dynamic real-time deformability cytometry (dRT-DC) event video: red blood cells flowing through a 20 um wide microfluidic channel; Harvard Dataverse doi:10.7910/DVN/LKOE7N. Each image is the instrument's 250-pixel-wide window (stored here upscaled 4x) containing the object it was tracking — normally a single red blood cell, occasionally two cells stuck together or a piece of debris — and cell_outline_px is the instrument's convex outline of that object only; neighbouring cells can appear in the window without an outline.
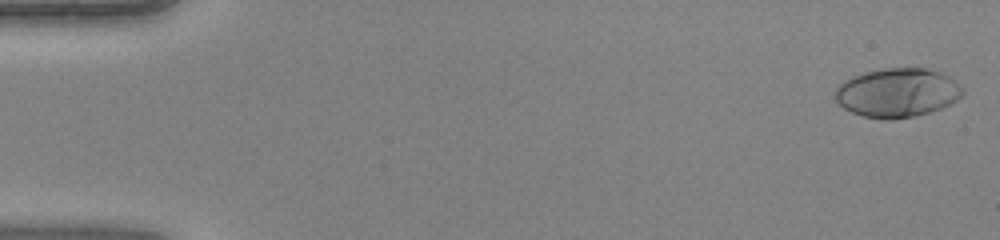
{"species": "human", "species_latin": "Homo sapiens", "temperature_condition": "warm", "stored_images_in_passage": 45, "camera_frame_rate_fps": 3000, "um_per_image_px": 0.085, "donor": {"sex": "female"}, "frame": {"image": 1, "passage_image": 1, "time_ms": 0.0, "image_size_px": [1000, 240], "cell_outline_px": [[964, 92], [956, 100], [940, 108], [916, 116], [892, 120], [888, 120], [864, 116], [852, 112], [844, 108], [836, 100], [836, 88], [844, 80], [852, 76], [864, 72], [880, 68], [924, 68], [940, 72], [948, 76], [964, 88]], "centroid_in_image_um": [76.26, 7.87], "position_along_channel_um": 8.7, "area_um2": 36.3}}
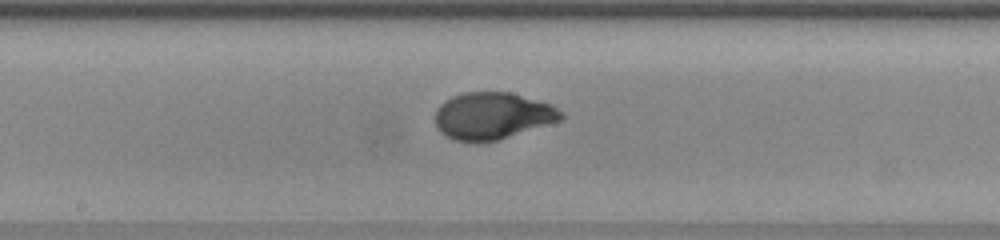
{"frame": {"image": 2, "passage_image": 24, "time_ms": 7.667, "image_size_px": [1000, 240], "cell_outline_px": [[564, 116], [560, 120], [500, 140], [480, 144], [472, 144], [452, 140], [444, 136], [436, 128], [436, 108], [444, 100], [452, 96], [464, 92], [508, 92], [552, 104], [564, 112]], "centroid_in_image_um": [41.82, 9.88], "position_along_channel_um": 206.4, "area_um2": 35.14}}
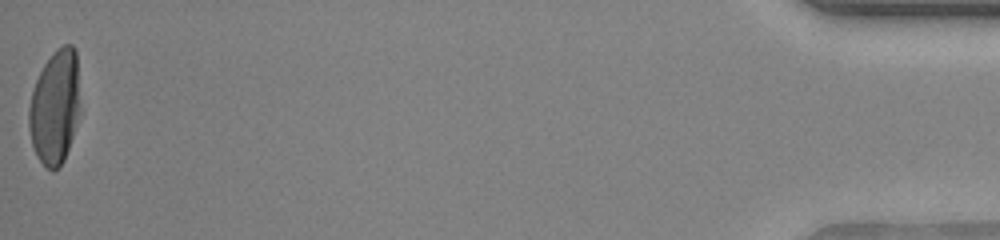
{"frame": {"image": 3, "passage_image": 45, "time_ms": 14.667, "image_size_px": [1000, 240], "cell_outline_px": [[80, 112], [64, 160], [52, 172], [36, 156], [32, 144], [28, 128], [28, 108], [32, 92], [36, 80], [44, 64], [56, 48], [64, 44], [72, 44], [76, 48], [80, 108]], "centroid_in_image_um": [4.67, 9.07], "position_along_channel_um": 430.5, "area_um2": 34.16}}